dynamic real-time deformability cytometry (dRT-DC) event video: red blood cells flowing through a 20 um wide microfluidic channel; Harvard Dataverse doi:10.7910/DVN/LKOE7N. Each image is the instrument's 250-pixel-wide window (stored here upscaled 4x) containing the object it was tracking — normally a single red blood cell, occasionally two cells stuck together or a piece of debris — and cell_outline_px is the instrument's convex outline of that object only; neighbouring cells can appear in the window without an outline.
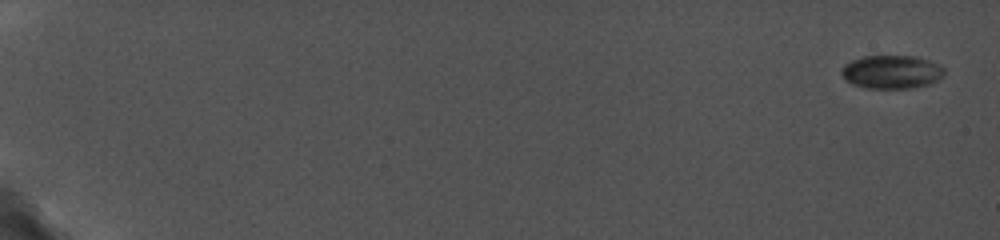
{"species": "common noctule bat (a hibernating species)", "species_latin": "Nyctalus noctula", "temperature_condition": "cold", "stored_images_in_passage": 14, "camera_frame_rate_fps": 5000, "um_per_image_px": 0.085, "animal": {"sex": "female", "body_mass_g": 19.0, "forearm_length_mm": 56.7}, "frame": {"image": 1, "passage_image": 1, "time_ms": 0.0, "image_size_px": [1000, 240], "cell_outline_px": [[944, 76], [928, 84], [912, 88], [864, 88], [852, 84], [844, 80], [840, 72], [840, 68], [844, 64], [852, 60], [864, 56], [916, 56], [928, 60], [944, 68]], "centroid_in_image_um": [75.73, 6.12], "position_along_channel_um": 9.3, "area_um2": 20.11}}
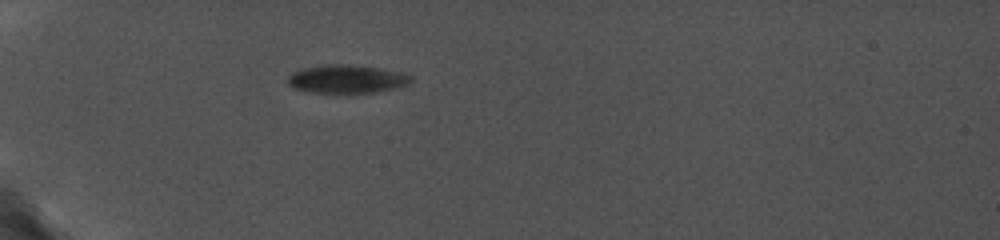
{"frame": {"image": 2, "passage_image": 9, "time_ms": 6.2, "image_size_px": [1000, 240], "cell_outline_px": [[412, 80], [408, 84], [400, 88], [376, 92], [308, 92], [292, 88], [288, 84], [288, 76], [292, 72], [300, 68], [324, 64], [344, 64], [380, 68], [400, 72], [412, 76]], "centroid_in_image_um": [29.45, 6.71], "position_along_channel_um": 55.5, "area_um2": 20.46}}
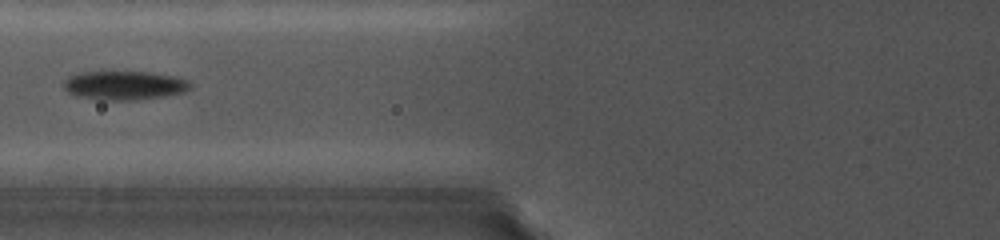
{"frame": {"image": 3, "passage_image": 12, "time_ms": 8.4, "image_size_px": [1000, 240], "cell_outline_px": [[192, 88], [184, 92], [164, 96], [136, 100], [104, 100], [76, 96], [68, 92], [64, 88], [64, 80], [68, 76], [76, 72], [152, 72], [176, 76], [188, 80], [192, 84]], "centroid_in_image_um": [10.59, 7.25], "position_along_channel_um": 115.2, "area_um2": 21.56}}